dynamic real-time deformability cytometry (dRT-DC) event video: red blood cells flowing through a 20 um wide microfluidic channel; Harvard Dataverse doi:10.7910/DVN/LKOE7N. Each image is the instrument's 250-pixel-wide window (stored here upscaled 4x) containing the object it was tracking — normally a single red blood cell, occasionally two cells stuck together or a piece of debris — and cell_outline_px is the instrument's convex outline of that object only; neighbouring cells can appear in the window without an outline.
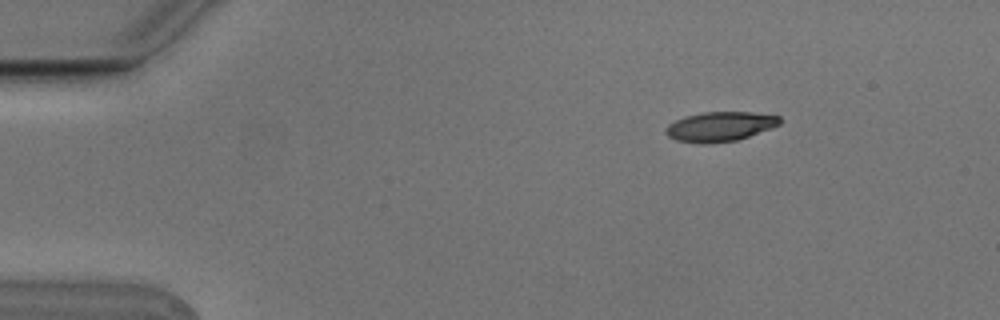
{"species": "Egyptian fruit bat (a non-hibernating species)", "species_latin": "Rousettus aegyptiacus", "temperature_condition": "cold", "stored_images_in_passage": 3, "camera_frame_rate_fps": 3000, "um_per_image_px": 0.085, "animal": {"sex": "male"}, "frame": {"image": 1, "passage_image": 1, "time_ms": 0.0, "image_size_px": [1000, 320], "cell_outline_px": [[780, 124], [772, 128], [736, 140], [708, 144], [700, 144], [676, 140], [668, 136], [664, 132], [664, 128], [668, 124], [676, 120], [688, 116], [704, 112], [752, 112], [780, 116]], "centroid_in_image_um": [61.18, 10.76], "position_along_channel_um": 23.8, "area_um2": 19.65}}